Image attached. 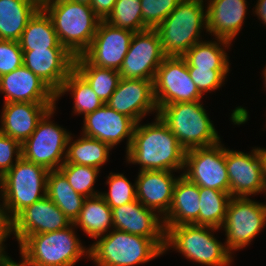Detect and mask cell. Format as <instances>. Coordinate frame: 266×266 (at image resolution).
<instances>
[{
	"label": "cell",
	"mask_w": 266,
	"mask_h": 266,
	"mask_svg": "<svg viewBox=\"0 0 266 266\" xmlns=\"http://www.w3.org/2000/svg\"><path fill=\"white\" fill-rule=\"evenodd\" d=\"M54 109L55 107L43 116L35 131L22 144V157L48 171L58 170L64 164V152L71 136L66 129L49 121L55 113Z\"/></svg>",
	"instance_id": "9"
},
{
	"label": "cell",
	"mask_w": 266,
	"mask_h": 266,
	"mask_svg": "<svg viewBox=\"0 0 266 266\" xmlns=\"http://www.w3.org/2000/svg\"><path fill=\"white\" fill-rule=\"evenodd\" d=\"M199 198V186L181 174L174 187L169 211L163 217L164 227L184 224L199 225Z\"/></svg>",
	"instance_id": "25"
},
{
	"label": "cell",
	"mask_w": 266,
	"mask_h": 266,
	"mask_svg": "<svg viewBox=\"0 0 266 266\" xmlns=\"http://www.w3.org/2000/svg\"><path fill=\"white\" fill-rule=\"evenodd\" d=\"M188 72L199 92L203 95L205 92L214 91L222 86L229 70H209L188 67Z\"/></svg>",
	"instance_id": "39"
},
{
	"label": "cell",
	"mask_w": 266,
	"mask_h": 266,
	"mask_svg": "<svg viewBox=\"0 0 266 266\" xmlns=\"http://www.w3.org/2000/svg\"><path fill=\"white\" fill-rule=\"evenodd\" d=\"M206 25L203 0H182L155 28L163 53L166 56H183L194 44L201 42L200 33Z\"/></svg>",
	"instance_id": "6"
},
{
	"label": "cell",
	"mask_w": 266,
	"mask_h": 266,
	"mask_svg": "<svg viewBox=\"0 0 266 266\" xmlns=\"http://www.w3.org/2000/svg\"><path fill=\"white\" fill-rule=\"evenodd\" d=\"M107 183L109 192L100 195L111 209L137 200L136 184L132 185L123 174L111 173Z\"/></svg>",
	"instance_id": "37"
},
{
	"label": "cell",
	"mask_w": 266,
	"mask_h": 266,
	"mask_svg": "<svg viewBox=\"0 0 266 266\" xmlns=\"http://www.w3.org/2000/svg\"><path fill=\"white\" fill-rule=\"evenodd\" d=\"M89 248V259L98 266L144 264L163 254L165 239H149L113 229Z\"/></svg>",
	"instance_id": "3"
},
{
	"label": "cell",
	"mask_w": 266,
	"mask_h": 266,
	"mask_svg": "<svg viewBox=\"0 0 266 266\" xmlns=\"http://www.w3.org/2000/svg\"><path fill=\"white\" fill-rule=\"evenodd\" d=\"M165 228L163 253L173 247L193 262L207 266H229L232 253L210 231L219 228L196 224H184Z\"/></svg>",
	"instance_id": "7"
},
{
	"label": "cell",
	"mask_w": 266,
	"mask_h": 266,
	"mask_svg": "<svg viewBox=\"0 0 266 266\" xmlns=\"http://www.w3.org/2000/svg\"><path fill=\"white\" fill-rule=\"evenodd\" d=\"M158 110L168 104L201 101L202 94L191 79L182 56H166L153 82Z\"/></svg>",
	"instance_id": "11"
},
{
	"label": "cell",
	"mask_w": 266,
	"mask_h": 266,
	"mask_svg": "<svg viewBox=\"0 0 266 266\" xmlns=\"http://www.w3.org/2000/svg\"><path fill=\"white\" fill-rule=\"evenodd\" d=\"M136 122L104 104L84 116L83 134L108 144L111 148L127 137V151L132 143Z\"/></svg>",
	"instance_id": "18"
},
{
	"label": "cell",
	"mask_w": 266,
	"mask_h": 266,
	"mask_svg": "<svg viewBox=\"0 0 266 266\" xmlns=\"http://www.w3.org/2000/svg\"><path fill=\"white\" fill-rule=\"evenodd\" d=\"M165 57L155 29L135 32L119 70L121 78L147 79L154 82L157 69Z\"/></svg>",
	"instance_id": "13"
},
{
	"label": "cell",
	"mask_w": 266,
	"mask_h": 266,
	"mask_svg": "<svg viewBox=\"0 0 266 266\" xmlns=\"http://www.w3.org/2000/svg\"><path fill=\"white\" fill-rule=\"evenodd\" d=\"M116 1L117 0H92L91 8L101 20H105L112 12Z\"/></svg>",
	"instance_id": "43"
},
{
	"label": "cell",
	"mask_w": 266,
	"mask_h": 266,
	"mask_svg": "<svg viewBox=\"0 0 266 266\" xmlns=\"http://www.w3.org/2000/svg\"><path fill=\"white\" fill-rule=\"evenodd\" d=\"M73 224L75 227L80 226L91 238L97 239L113 227L112 209L100 194L87 197Z\"/></svg>",
	"instance_id": "28"
},
{
	"label": "cell",
	"mask_w": 266,
	"mask_h": 266,
	"mask_svg": "<svg viewBox=\"0 0 266 266\" xmlns=\"http://www.w3.org/2000/svg\"><path fill=\"white\" fill-rule=\"evenodd\" d=\"M133 34L101 20L90 47L82 55L94 66L119 71Z\"/></svg>",
	"instance_id": "15"
},
{
	"label": "cell",
	"mask_w": 266,
	"mask_h": 266,
	"mask_svg": "<svg viewBox=\"0 0 266 266\" xmlns=\"http://www.w3.org/2000/svg\"><path fill=\"white\" fill-rule=\"evenodd\" d=\"M158 116L186 151L220 142L200 101L164 105L158 110Z\"/></svg>",
	"instance_id": "5"
},
{
	"label": "cell",
	"mask_w": 266,
	"mask_h": 266,
	"mask_svg": "<svg viewBox=\"0 0 266 266\" xmlns=\"http://www.w3.org/2000/svg\"><path fill=\"white\" fill-rule=\"evenodd\" d=\"M217 41H202L194 44L182 57L187 67L204 68L209 70H229L227 53L221 47H229L231 42L224 39ZM219 44H221L219 46Z\"/></svg>",
	"instance_id": "32"
},
{
	"label": "cell",
	"mask_w": 266,
	"mask_h": 266,
	"mask_svg": "<svg viewBox=\"0 0 266 266\" xmlns=\"http://www.w3.org/2000/svg\"><path fill=\"white\" fill-rule=\"evenodd\" d=\"M225 163L231 197H248L259 192L266 193L260 148H255L247 154L225 147Z\"/></svg>",
	"instance_id": "14"
},
{
	"label": "cell",
	"mask_w": 266,
	"mask_h": 266,
	"mask_svg": "<svg viewBox=\"0 0 266 266\" xmlns=\"http://www.w3.org/2000/svg\"><path fill=\"white\" fill-rule=\"evenodd\" d=\"M199 225L222 228L230 193L207 187H199Z\"/></svg>",
	"instance_id": "34"
},
{
	"label": "cell",
	"mask_w": 266,
	"mask_h": 266,
	"mask_svg": "<svg viewBox=\"0 0 266 266\" xmlns=\"http://www.w3.org/2000/svg\"><path fill=\"white\" fill-rule=\"evenodd\" d=\"M19 44L22 51L66 49L58 39L51 18L42 8L28 21Z\"/></svg>",
	"instance_id": "27"
},
{
	"label": "cell",
	"mask_w": 266,
	"mask_h": 266,
	"mask_svg": "<svg viewBox=\"0 0 266 266\" xmlns=\"http://www.w3.org/2000/svg\"><path fill=\"white\" fill-rule=\"evenodd\" d=\"M69 137L64 164H78L91 166L100 169L108 160L109 150L112 149L108 144L98 139L82 135L75 141ZM73 141V142H71Z\"/></svg>",
	"instance_id": "30"
},
{
	"label": "cell",
	"mask_w": 266,
	"mask_h": 266,
	"mask_svg": "<svg viewBox=\"0 0 266 266\" xmlns=\"http://www.w3.org/2000/svg\"><path fill=\"white\" fill-rule=\"evenodd\" d=\"M73 2H77V3H83V4H87L91 6V2L92 0H71Z\"/></svg>",
	"instance_id": "47"
},
{
	"label": "cell",
	"mask_w": 266,
	"mask_h": 266,
	"mask_svg": "<svg viewBox=\"0 0 266 266\" xmlns=\"http://www.w3.org/2000/svg\"><path fill=\"white\" fill-rule=\"evenodd\" d=\"M263 74H264V78H265L264 82H265V87H266V68L264 69V73Z\"/></svg>",
	"instance_id": "48"
},
{
	"label": "cell",
	"mask_w": 266,
	"mask_h": 266,
	"mask_svg": "<svg viewBox=\"0 0 266 266\" xmlns=\"http://www.w3.org/2000/svg\"><path fill=\"white\" fill-rule=\"evenodd\" d=\"M21 257L22 261L20 263H17L14 260L10 259V257L6 253L0 254V266H27L23 256Z\"/></svg>",
	"instance_id": "44"
},
{
	"label": "cell",
	"mask_w": 266,
	"mask_h": 266,
	"mask_svg": "<svg viewBox=\"0 0 266 266\" xmlns=\"http://www.w3.org/2000/svg\"><path fill=\"white\" fill-rule=\"evenodd\" d=\"M72 226L73 223L58 231L27 236L19 244L26 265L74 266L85 253L89 257V248L82 246Z\"/></svg>",
	"instance_id": "4"
},
{
	"label": "cell",
	"mask_w": 266,
	"mask_h": 266,
	"mask_svg": "<svg viewBox=\"0 0 266 266\" xmlns=\"http://www.w3.org/2000/svg\"><path fill=\"white\" fill-rule=\"evenodd\" d=\"M23 65L19 41L0 40V77Z\"/></svg>",
	"instance_id": "40"
},
{
	"label": "cell",
	"mask_w": 266,
	"mask_h": 266,
	"mask_svg": "<svg viewBox=\"0 0 266 266\" xmlns=\"http://www.w3.org/2000/svg\"><path fill=\"white\" fill-rule=\"evenodd\" d=\"M16 154L15 163L13 155ZM22 157V144L0 132V177L2 178Z\"/></svg>",
	"instance_id": "41"
},
{
	"label": "cell",
	"mask_w": 266,
	"mask_h": 266,
	"mask_svg": "<svg viewBox=\"0 0 266 266\" xmlns=\"http://www.w3.org/2000/svg\"><path fill=\"white\" fill-rule=\"evenodd\" d=\"M172 171L143 170L139 172L136 184V198L145 207L165 217L172 202L177 178Z\"/></svg>",
	"instance_id": "23"
},
{
	"label": "cell",
	"mask_w": 266,
	"mask_h": 266,
	"mask_svg": "<svg viewBox=\"0 0 266 266\" xmlns=\"http://www.w3.org/2000/svg\"><path fill=\"white\" fill-rule=\"evenodd\" d=\"M11 233H14V219L10 216L3 201V204L0 205V254H4L3 242Z\"/></svg>",
	"instance_id": "42"
},
{
	"label": "cell",
	"mask_w": 266,
	"mask_h": 266,
	"mask_svg": "<svg viewBox=\"0 0 266 266\" xmlns=\"http://www.w3.org/2000/svg\"><path fill=\"white\" fill-rule=\"evenodd\" d=\"M113 228L149 239H165L163 218L140 201L112 208Z\"/></svg>",
	"instance_id": "21"
},
{
	"label": "cell",
	"mask_w": 266,
	"mask_h": 266,
	"mask_svg": "<svg viewBox=\"0 0 266 266\" xmlns=\"http://www.w3.org/2000/svg\"><path fill=\"white\" fill-rule=\"evenodd\" d=\"M74 56L67 49L23 51V65L37 75L56 94L74 69Z\"/></svg>",
	"instance_id": "19"
},
{
	"label": "cell",
	"mask_w": 266,
	"mask_h": 266,
	"mask_svg": "<svg viewBox=\"0 0 266 266\" xmlns=\"http://www.w3.org/2000/svg\"><path fill=\"white\" fill-rule=\"evenodd\" d=\"M266 225V204L248 197H231L222 227L228 251L246 247Z\"/></svg>",
	"instance_id": "10"
},
{
	"label": "cell",
	"mask_w": 266,
	"mask_h": 266,
	"mask_svg": "<svg viewBox=\"0 0 266 266\" xmlns=\"http://www.w3.org/2000/svg\"><path fill=\"white\" fill-rule=\"evenodd\" d=\"M106 105L132 118L136 123L154 110L158 116L152 80L121 78Z\"/></svg>",
	"instance_id": "16"
},
{
	"label": "cell",
	"mask_w": 266,
	"mask_h": 266,
	"mask_svg": "<svg viewBox=\"0 0 266 266\" xmlns=\"http://www.w3.org/2000/svg\"><path fill=\"white\" fill-rule=\"evenodd\" d=\"M143 23L155 29L182 0H140Z\"/></svg>",
	"instance_id": "38"
},
{
	"label": "cell",
	"mask_w": 266,
	"mask_h": 266,
	"mask_svg": "<svg viewBox=\"0 0 266 266\" xmlns=\"http://www.w3.org/2000/svg\"><path fill=\"white\" fill-rule=\"evenodd\" d=\"M71 91L74 98V113L87 115L102 107L105 103L98 98L86 80L73 69L64 80L61 89L56 94V99Z\"/></svg>",
	"instance_id": "33"
},
{
	"label": "cell",
	"mask_w": 266,
	"mask_h": 266,
	"mask_svg": "<svg viewBox=\"0 0 266 266\" xmlns=\"http://www.w3.org/2000/svg\"><path fill=\"white\" fill-rule=\"evenodd\" d=\"M47 196L72 223L78 217L86 198L76 193L59 170L48 172Z\"/></svg>",
	"instance_id": "29"
},
{
	"label": "cell",
	"mask_w": 266,
	"mask_h": 266,
	"mask_svg": "<svg viewBox=\"0 0 266 266\" xmlns=\"http://www.w3.org/2000/svg\"><path fill=\"white\" fill-rule=\"evenodd\" d=\"M55 105L56 103H4L0 132L23 144L35 131L43 116Z\"/></svg>",
	"instance_id": "22"
},
{
	"label": "cell",
	"mask_w": 266,
	"mask_h": 266,
	"mask_svg": "<svg viewBox=\"0 0 266 266\" xmlns=\"http://www.w3.org/2000/svg\"><path fill=\"white\" fill-rule=\"evenodd\" d=\"M0 92L4 103H56V93L30 69L22 65L0 77Z\"/></svg>",
	"instance_id": "20"
},
{
	"label": "cell",
	"mask_w": 266,
	"mask_h": 266,
	"mask_svg": "<svg viewBox=\"0 0 266 266\" xmlns=\"http://www.w3.org/2000/svg\"><path fill=\"white\" fill-rule=\"evenodd\" d=\"M183 170L186 171L182 175L197 186L229 193L225 147L221 142L187 150Z\"/></svg>",
	"instance_id": "12"
},
{
	"label": "cell",
	"mask_w": 266,
	"mask_h": 266,
	"mask_svg": "<svg viewBox=\"0 0 266 266\" xmlns=\"http://www.w3.org/2000/svg\"><path fill=\"white\" fill-rule=\"evenodd\" d=\"M72 222L46 195L27 206L14 218V235L20 244L27 236L58 231Z\"/></svg>",
	"instance_id": "17"
},
{
	"label": "cell",
	"mask_w": 266,
	"mask_h": 266,
	"mask_svg": "<svg viewBox=\"0 0 266 266\" xmlns=\"http://www.w3.org/2000/svg\"><path fill=\"white\" fill-rule=\"evenodd\" d=\"M48 172L41 165L21 157L1 178L2 201L13 219L27 206L47 195Z\"/></svg>",
	"instance_id": "8"
},
{
	"label": "cell",
	"mask_w": 266,
	"mask_h": 266,
	"mask_svg": "<svg viewBox=\"0 0 266 266\" xmlns=\"http://www.w3.org/2000/svg\"><path fill=\"white\" fill-rule=\"evenodd\" d=\"M246 0H210L206 30L216 39L231 42L239 33L247 11Z\"/></svg>",
	"instance_id": "24"
},
{
	"label": "cell",
	"mask_w": 266,
	"mask_h": 266,
	"mask_svg": "<svg viewBox=\"0 0 266 266\" xmlns=\"http://www.w3.org/2000/svg\"><path fill=\"white\" fill-rule=\"evenodd\" d=\"M74 69L105 104L119 84V71L92 65L83 55L74 58Z\"/></svg>",
	"instance_id": "31"
},
{
	"label": "cell",
	"mask_w": 266,
	"mask_h": 266,
	"mask_svg": "<svg viewBox=\"0 0 266 266\" xmlns=\"http://www.w3.org/2000/svg\"><path fill=\"white\" fill-rule=\"evenodd\" d=\"M155 119L151 124L136 123L132 143L126 151L127 161L140 164L141 171L184 169L186 150L159 116Z\"/></svg>",
	"instance_id": "1"
},
{
	"label": "cell",
	"mask_w": 266,
	"mask_h": 266,
	"mask_svg": "<svg viewBox=\"0 0 266 266\" xmlns=\"http://www.w3.org/2000/svg\"><path fill=\"white\" fill-rule=\"evenodd\" d=\"M42 0H0V40L19 41Z\"/></svg>",
	"instance_id": "26"
},
{
	"label": "cell",
	"mask_w": 266,
	"mask_h": 266,
	"mask_svg": "<svg viewBox=\"0 0 266 266\" xmlns=\"http://www.w3.org/2000/svg\"><path fill=\"white\" fill-rule=\"evenodd\" d=\"M41 8L51 18L60 43L74 57L90 47L101 21L90 5L71 0H42Z\"/></svg>",
	"instance_id": "2"
},
{
	"label": "cell",
	"mask_w": 266,
	"mask_h": 266,
	"mask_svg": "<svg viewBox=\"0 0 266 266\" xmlns=\"http://www.w3.org/2000/svg\"><path fill=\"white\" fill-rule=\"evenodd\" d=\"M58 170L65 176L76 193L86 198L100 194L93 189L100 169L78 164H63Z\"/></svg>",
	"instance_id": "36"
},
{
	"label": "cell",
	"mask_w": 266,
	"mask_h": 266,
	"mask_svg": "<svg viewBox=\"0 0 266 266\" xmlns=\"http://www.w3.org/2000/svg\"><path fill=\"white\" fill-rule=\"evenodd\" d=\"M254 12L266 25V0H258Z\"/></svg>",
	"instance_id": "45"
},
{
	"label": "cell",
	"mask_w": 266,
	"mask_h": 266,
	"mask_svg": "<svg viewBox=\"0 0 266 266\" xmlns=\"http://www.w3.org/2000/svg\"><path fill=\"white\" fill-rule=\"evenodd\" d=\"M105 21L134 33L149 29L143 23L140 0H117Z\"/></svg>",
	"instance_id": "35"
},
{
	"label": "cell",
	"mask_w": 266,
	"mask_h": 266,
	"mask_svg": "<svg viewBox=\"0 0 266 266\" xmlns=\"http://www.w3.org/2000/svg\"><path fill=\"white\" fill-rule=\"evenodd\" d=\"M260 152H261V157L263 161L264 179H265V184H266V149L260 148Z\"/></svg>",
	"instance_id": "46"
}]
</instances>
